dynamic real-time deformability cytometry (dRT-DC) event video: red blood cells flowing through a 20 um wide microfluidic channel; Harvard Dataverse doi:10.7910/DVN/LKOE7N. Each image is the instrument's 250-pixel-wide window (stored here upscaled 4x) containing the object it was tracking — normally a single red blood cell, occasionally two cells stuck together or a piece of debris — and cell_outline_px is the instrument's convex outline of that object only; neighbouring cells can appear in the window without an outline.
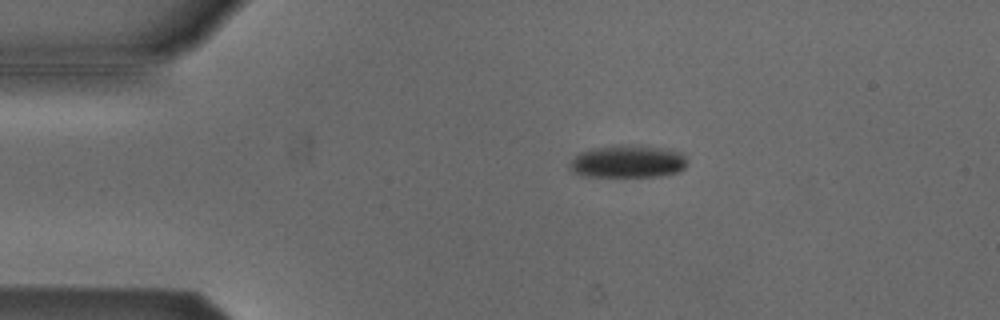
{"species": "Egyptian fruit bat (a non-hibernating species)", "species_latin": "Rousettus aegyptiacus", "temperature_condition": "cold", "stored_images_in_passage": 48, "camera_frame_rate_fps": 3000, "um_per_image_px": 0.085, "animal": {"sex": "male"}, "frame": {"image": 1, "passage_image": 5, "time_ms": 1.333, "image_size_px": [1000, 320], "cell_outline_px": [[684, 168], [680, 172], [660, 176], [588, 176], [576, 172], [568, 168], [568, 164], [580, 152], [592, 148], [628, 144], [660, 148], [684, 152]], "centroid_in_image_um": [53.36, 13.72], "position_along_channel_um": 31.6, "area_um2": 22.08}}
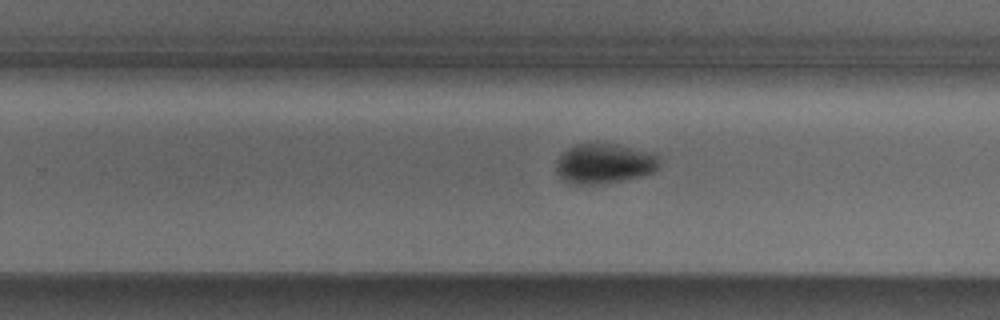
{"frame": {"image": 2, "passage_image": 28, "time_ms": 9.0, "image_size_px": [1000, 320], "cell_outline_px": [[660, 164], [652, 172], [640, 176], [624, 180], [596, 184], [572, 184], [564, 180], [556, 172], [556, 164], [560, 156], [568, 148], [576, 144], [616, 144], [660, 156]], "centroid_in_image_um": [51.34, 13.91], "position_along_channel_um": 278.5, "area_um2": 23.64}}
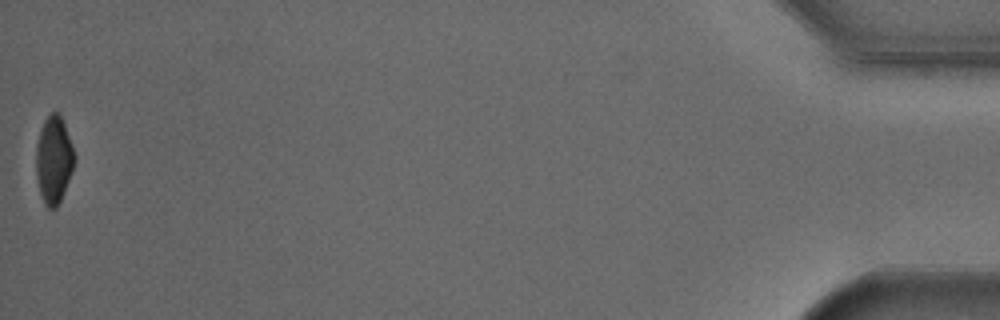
{"frame": {"image": 3, "passage_image": 48, "time_ms": 15.667, "image_size_px": [1000, 320], "cell_outline_px": [[76, 160], [72, 172], [64, 192], [56, 208], [48, 208], [40, 192], [36, 176], [36, 144], [40, 128], [44, 120], [52, 112], [60, 112], [76, 156]], "centroid_in_image_um": [4.58, 13.54], "position_along_channel_um": 430.6, "area_um2": 19.59}, "authors_computed_cell_mechanics": {"area_um2": 22.7732, "velocity_mm_per_s": 3.8258, "shape_relaxation_time_tau1_ms": 3.5527, "shape_relaxation_time_tau2_ms": null, "deformation_change_tau1": 0.1071, "deformation_change_tau2": null}}